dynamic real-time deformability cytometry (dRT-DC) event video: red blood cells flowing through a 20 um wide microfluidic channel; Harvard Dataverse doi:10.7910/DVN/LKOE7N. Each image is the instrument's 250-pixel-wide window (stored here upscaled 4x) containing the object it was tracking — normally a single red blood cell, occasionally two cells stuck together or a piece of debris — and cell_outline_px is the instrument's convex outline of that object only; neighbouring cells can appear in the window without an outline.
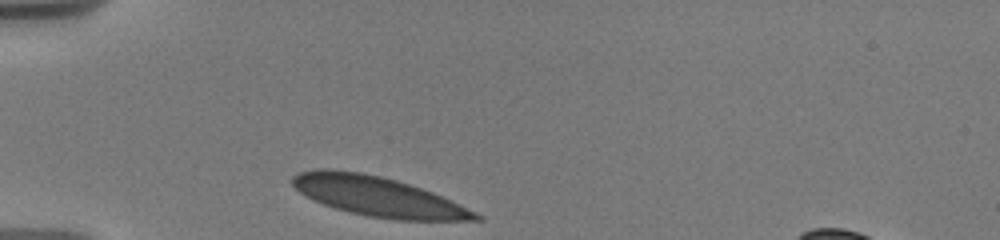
{"species": "human", "species_latin": "Homo sapiens", "temperature_condition": "warm", "stored_images_in_passage": 12, "camera_frame_rate_fps": 3000, "um_per_image_px": 0.085, "donor": {"sex": "male"}, "frame": {"image": 1, "passage_image": 1, "time_ms": 0.0, "image_size_px": [1000, 240], "cell_outline_px": [[484, 220], [396, 220], [368, 216], [348, 212], [324, 204], [300, 192], [292, 184], [292, 176], [300, 172], [320, 168], [324, 168], [360, 172], [380, 176], [396, 180], [432, 192], [476, 212], [484, 216]], "centroid_in_image_um": [32.14, 16.7], "position_along_channel_um": 52.9, "area_um2": 41.79}}
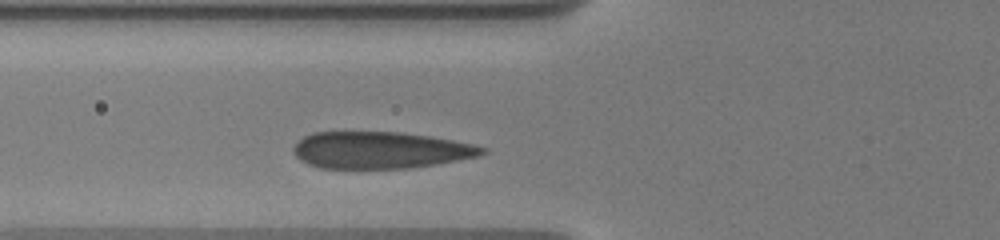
{"frame": {"image": 2, "passage_image": 5, "time_ms": 1.667, "image_size_px": [1000, 240], "cell_outline_px": [[488, 152], [480, 156], [436, 164], [408, 168], [320, 168], [308, 164], [300, 160], [292, 152], [292, 148], [304, 136], [312, 132], [400, 132], [428, 136], [452, 140], [472, 144], [488, 148]], "centroid_in_image_um": [32.33, 12.76], "position_along_channel_um": 93.5, "area_um2": 40.52}}
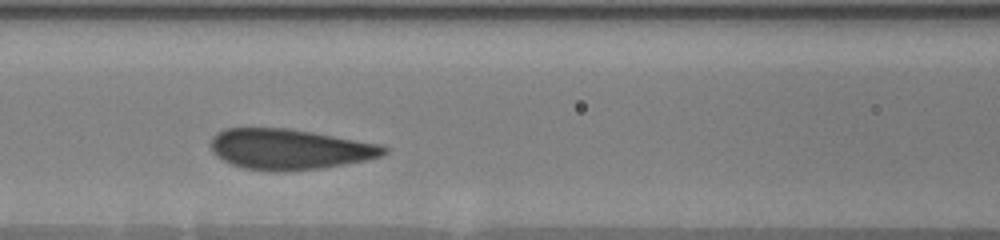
{"frame": {"image": 3, "passage_image": 9, "time_ms": 3.0, "image_size_px": [1000, 240], "cell_outline_px": [[388, 152], [380, 156], [364, 160], [324, 168], [276, 172], [272, 172], [244, 168], [232, 164], [216, 156], [212, 152], [208, 144], [212, 136], [224, 128], [288, 128], [312, 132], [380, 144], [388, 148]], "centroid_in_image_um": [24.55, 12.68], "position_along_channel_um": 142.0, "area_um2": 41.04}}